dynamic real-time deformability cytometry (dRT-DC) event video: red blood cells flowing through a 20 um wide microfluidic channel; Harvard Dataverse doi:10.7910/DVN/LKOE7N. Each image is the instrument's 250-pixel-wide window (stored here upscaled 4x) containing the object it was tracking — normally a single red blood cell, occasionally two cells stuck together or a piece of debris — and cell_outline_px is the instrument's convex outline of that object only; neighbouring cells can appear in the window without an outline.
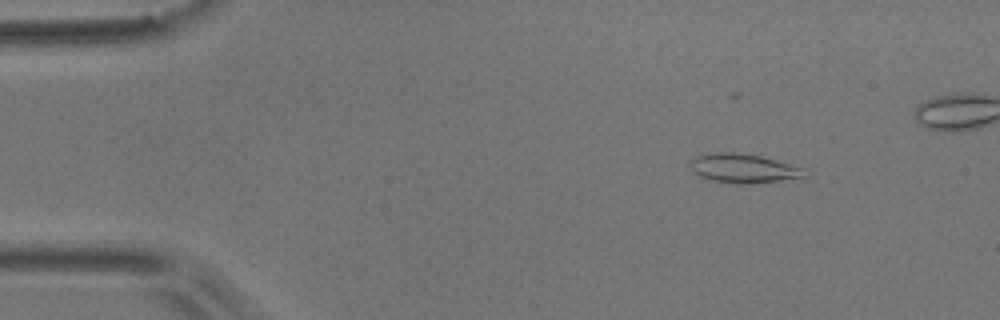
{"species": "common noctule bat (a hibernating species)", "species_latin": "Nyctalus noctula", "temperature_condition": "room temperature", "stored_images_in_passage": 8, "camera_frame_rate_fps": 3000, "um_per_image_px": 0.085, "animal": {"sex": "male", "body_mass_g": 17.9}, "frame": {"image": 1, "passage_image": 2, "time_ms": 0.333, "image_size_px": [1000, 320], "cell_outline_px": [[808, 176], [744, 184], [740, 184], [712, 180], [700, 176], [692, 172], [688, 164], [688, 160], [692, 156], [716, 152], [736, 152], [760, 156], [804, 168]], "centroid_in_image_um": [63.09, 14.29], "position_along_channel_um": 21.9, "area_um2": 19.31}}
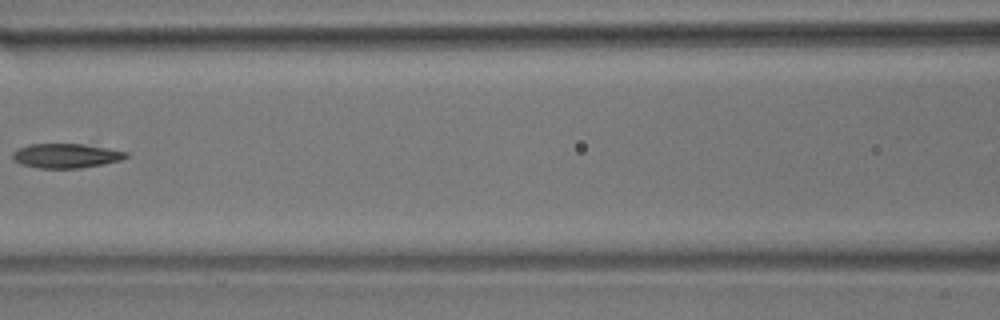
{"frame": {"image": 2, "passage_image": 7, "time_ms": 2.0, "image_size_px": [1000, 320], "cell_outline_px": [[128, 156], [120, 160], [80, 168], [36, 168], [20, 164], [12, 160], [12, 152], [16, 148], [28, 144], [84, 144], [108, 148], [128, 152]], "centroid_in_image_um": [5.54, 13.23], "position_along_channel_um": 161.1, "area_um2": 16.24}}
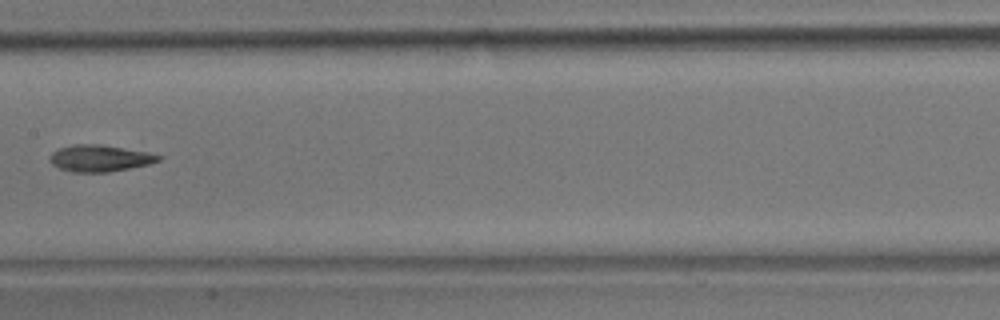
{"frame": {"image": 3, "passage_image": 8, "time_ms": 2.333, "image_size_px": [1000, 320], "cell_outline_px": [[164, 156], [160, 160], [148, 164], [108, 172], [72, 172], [60, 168], [52, 164], [48, 160], [48, 156], [52, 152], [60, 148], [72, 144], [100, 144], [148, 152]], "centroid_in_image_um": [8.45, 13.44], "position_along_channel_um": 198.9, "area_um2": 16.88}}